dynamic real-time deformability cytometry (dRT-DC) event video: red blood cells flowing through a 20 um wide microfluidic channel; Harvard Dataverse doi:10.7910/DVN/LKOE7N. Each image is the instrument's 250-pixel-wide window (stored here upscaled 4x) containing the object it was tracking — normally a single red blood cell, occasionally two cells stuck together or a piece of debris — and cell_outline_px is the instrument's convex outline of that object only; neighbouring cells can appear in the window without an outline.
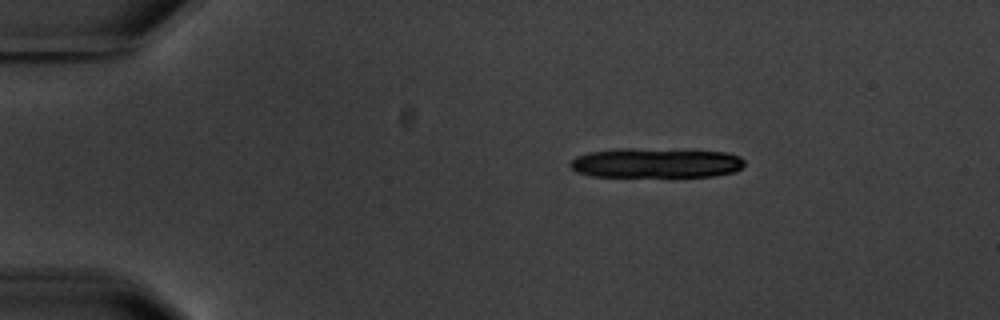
{"species": "common noctule bat (a hibernating species)", "species_latin": "Nyctalus noctula", "temperature_condition": "warm", "stored_images_in_passage": 4, "camera_frame_rate_fps": 3000, "um_per_image_px": 0.085, "animal": {"sex": "male", "body_mass_g": 20.1, "forearm_length_mm": 53.5}, "frame": {"image": 1, "passage_image": 1, "time_ms": 0.0, "image_size_px": [1000, 320], "cell_outline_px": [[744, 168], [736, 172], [716, 176], [592, 176], [576, 172], [568, 164], [576, 156], [588, 152], [620, 148], [632, 148], [728, 152], [740, 156], [744, 160]], "centroid_in_image_um": [55.78, 13.85], "position_along_channel_um": 29.2, "area_um2": 30.4}}